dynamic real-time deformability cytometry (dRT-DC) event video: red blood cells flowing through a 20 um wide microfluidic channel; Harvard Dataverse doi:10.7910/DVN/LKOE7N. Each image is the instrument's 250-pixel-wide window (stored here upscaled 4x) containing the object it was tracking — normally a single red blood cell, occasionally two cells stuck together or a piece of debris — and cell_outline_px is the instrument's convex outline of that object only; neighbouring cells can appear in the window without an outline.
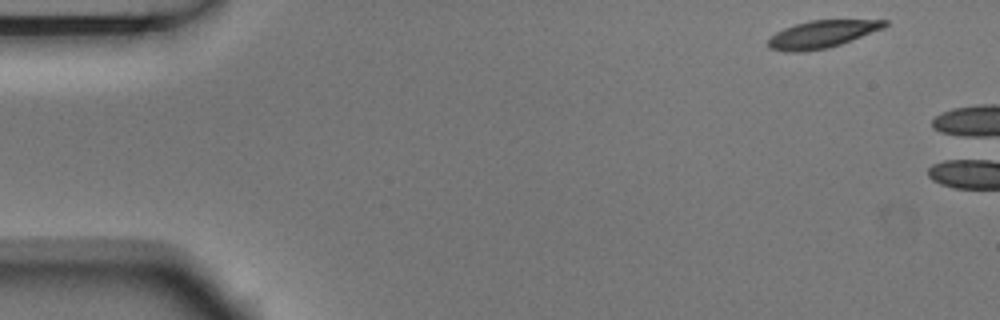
{"species": "Egyptian fruit bat (a non-hibernating species)", "species_latin": "Rousettus aegyptiacus", "temperature_condition": "room temperature", "stored_images_in_passage": 2, "camera_frame_rate_fps": 3000, "um_per_image_px": 0.085, "animal": {"sex": "male"}, "frame": {"image": 1, "passage_image": 1, "time_ms": 0.0, "image_size_px": [1000, 320], "cell_outline_px": [[888, 24], [884, 28], [840, 44], [824, 48], [800, 52], [792, 52], [768, 48], [768, 40], [776, 32], [784, 28], [808, 20], [888, 20]], "centroid_in_image_um": [69.86, 2.89], "position_along_channel_um": 15.1, "area_um2": 18.32}}